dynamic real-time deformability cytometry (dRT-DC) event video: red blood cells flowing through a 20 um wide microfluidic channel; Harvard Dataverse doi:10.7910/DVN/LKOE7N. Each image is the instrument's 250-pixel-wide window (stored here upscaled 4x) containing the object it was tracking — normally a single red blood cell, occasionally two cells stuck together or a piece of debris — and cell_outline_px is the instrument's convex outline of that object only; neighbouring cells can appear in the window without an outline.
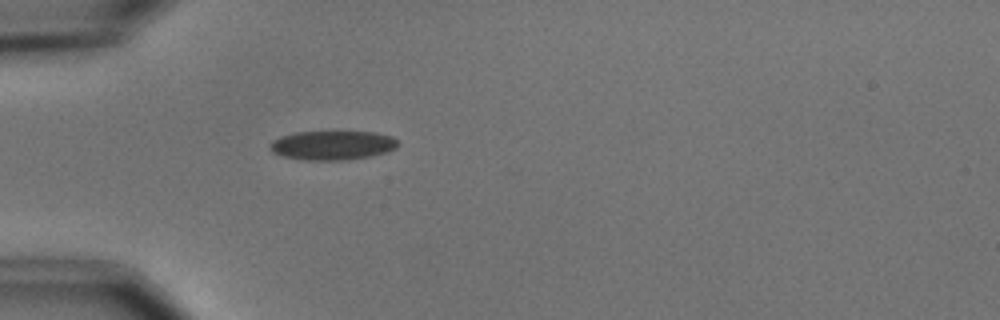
{"species": "common noctule bat (a hibernating species)", "species_latin": "Nyctalus noctula", "temperature_condition": "cold", "stored_images_in_passage": 1, "camera_frame_rate_fps": 3000, "um_per_image_px": 0.085, "animal": {"sex": "male", "body_mass_g": 15.6}, "frame": {"image": 1, "passage_image": 1, "time_ms": 0.0, "image_size_px": [1000, 320], "cell_outline_px": [[396, 148], [388, 152], [372, 156], [348, 160], [304, 160], [284, 156], [272, 152], [268, 144], [272, 140], [280, 136], [296, 132], [376, 132], [392, 136], [396, 140]], "centroid_in_image_um": [28.25, 12.35], "position_along_channel_um": 56.8, "area_um2": 21.85}}